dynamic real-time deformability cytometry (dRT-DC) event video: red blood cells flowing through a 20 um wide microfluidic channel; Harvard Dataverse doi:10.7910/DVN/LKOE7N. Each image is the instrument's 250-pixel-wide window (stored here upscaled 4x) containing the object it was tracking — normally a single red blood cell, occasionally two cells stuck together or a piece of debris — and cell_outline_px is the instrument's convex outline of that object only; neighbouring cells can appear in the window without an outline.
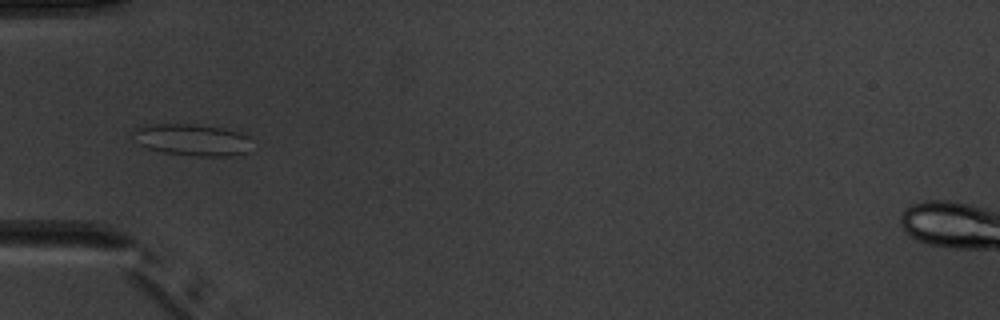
{"species": "common noctule bat (a hibernating species)", "species_latin": "Nyctalus noctula", "temperature_condition": "warm", "stored_images_in_passage": 5, "camera_frame_rate_fps": 3000, "um_per_image_px": 0.085, "animal": {"sex": "male", "body_mass_g": 20.1, "forearm_length_mm": 53.5}, "frame": {"image": 1, "passage_image": 5, "time_ms": 5.667, "image_size_px": [1000, 320], "cell_outline_px": [[248, 152], [232, 156], [196, 156], [164, 152], [148, 148], [140, 144], [132, 132], [136, 128], [148, 124], [196, 124], [224, 128], [240, 132], [248, 136]], "centroid_in_image_um": [16.34, 11.88], "position_along_channel_um": 68.7, "area_um2": 21.79}}